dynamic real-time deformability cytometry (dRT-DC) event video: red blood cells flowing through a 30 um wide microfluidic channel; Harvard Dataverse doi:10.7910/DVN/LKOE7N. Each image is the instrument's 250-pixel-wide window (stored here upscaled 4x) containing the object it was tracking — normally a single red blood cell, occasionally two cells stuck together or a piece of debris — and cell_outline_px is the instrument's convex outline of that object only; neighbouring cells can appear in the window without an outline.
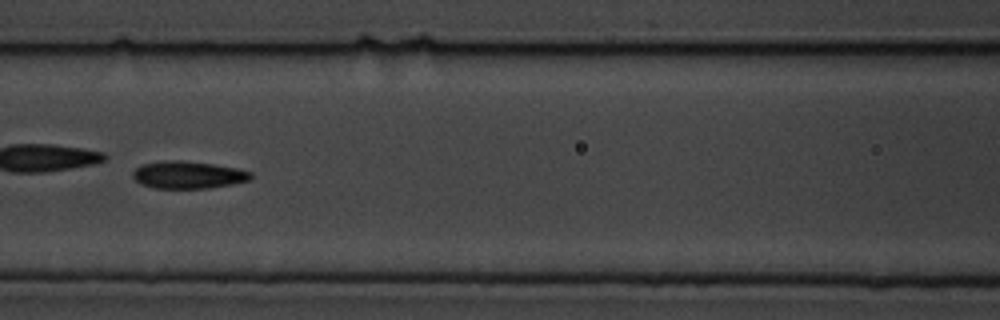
{"species": "common noctule bat (a hibernating species)", "species_latin": "Nyctalus noctula", "temperature_condition": "cold", "stored_images_in_passage": 11, "camera_frame_rate_fps": 3000, "um_per_image_px": 0.085, "animal": {"sex": "male", "body_mass_g": 19.5, "forearm_length_mm": 54.6}, "frame": {"image": 1, "passage_image": 7, "time_ms": 8.0, "image_size_px": [1000, 320], "cell_outline_px": [[252, 176], [248, 180], [232, 184], [208, 188], [152, 188], [140, 184], [132, 176], [132, 172], [140, 164], [168, 160], [180, 160], [212, 164], [236, 168], [252, 172]], "centroid_in_image_um": [15.94, 14.86], "position_along_channel_um": 150.7, "area_um2": 18.79}}
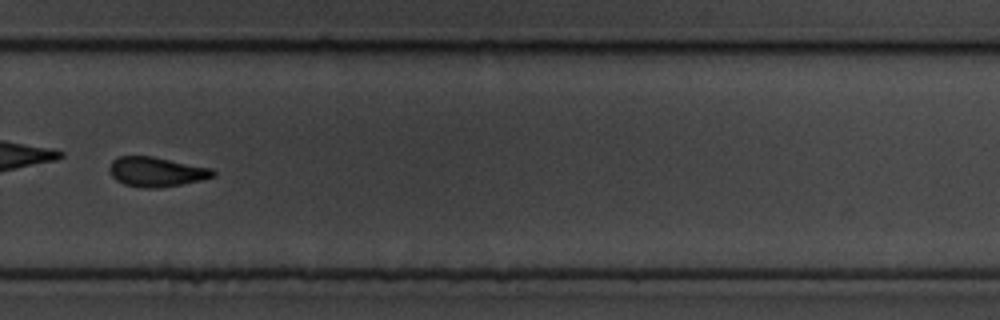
{"frame": {"image": 2, "passage_image": 11, "time_ms": 12.667, "image_size_px": [1000, 320], "cell_outline_px": [[216, 176], [200, 180], [180, 184], [156, 188], [140, 188], [124, 184], [116, 180], [112, 176], [108, 168], [112, 160], [120, 156], [152, 156], [212, 168], [216, 172]], "centroid_in_image_um": [13.28, 14.6], "position_along_channel_um": 316.5, "area_um2": 17.92}}